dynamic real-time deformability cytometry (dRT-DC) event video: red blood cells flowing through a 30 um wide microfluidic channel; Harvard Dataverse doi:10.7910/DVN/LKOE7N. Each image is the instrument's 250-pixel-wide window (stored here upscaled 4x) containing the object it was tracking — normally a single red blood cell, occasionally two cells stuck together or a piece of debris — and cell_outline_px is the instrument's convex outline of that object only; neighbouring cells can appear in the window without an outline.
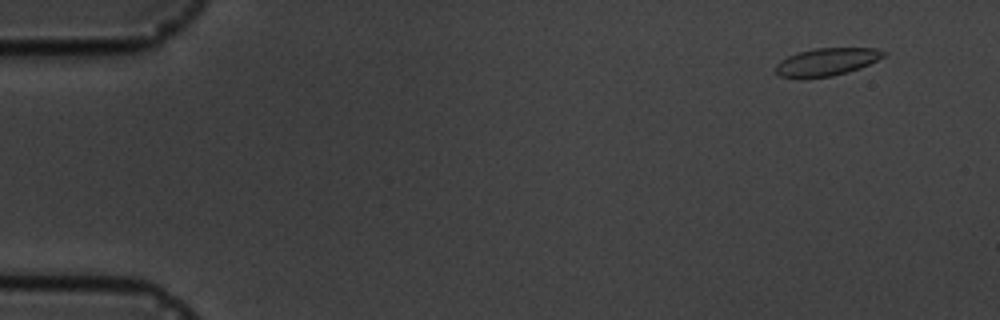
{"species": "common noctule bat (a hibernating species)", "species_latin": "Nyctalus noctula", "temperature_condition": "cold", "stored_images_in_passage": 5, "camera_frame_rate_fps": 3000, "um_per_image_px": 0.085, "animal": {"sex": "male", "body_mass_g": 19.5, "forearm_length_mm": 54.6}, "frame": {"image": 1, "passage_image": 1, "time_ms": 0.0, "image_size_px": [1000, 320], "cell_outline_px": [[888, 52], [884, 56], [860, 68], [848, 72], [832, 76], [800, 80], [780, 76], [776, 72], [776, 64], [780, 60], [788, 56], [800, 52], [816, 48], [876, 48]], "centroid_in_image_um": [70.23, 5.29], "position_along_channel_um": 14.8, "area_um2": 17.63}}
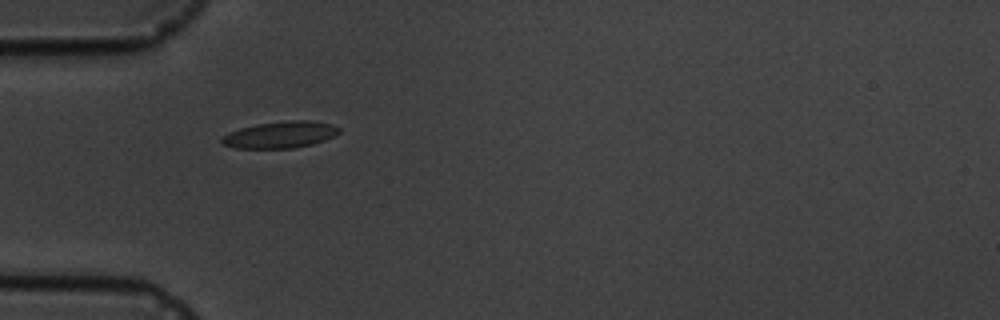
{"frame": {"image": 2, "passage_image": 4, "time_ms": 4.333, "image_size_px": [1000, 320], "cell_outline_px": [[340, 132], [324, 140], [312, 144], [292, 148], [236, 148], [220, 144], [220, 140], [224, 136], [240, 128], [256, 124], [296, 120], [308, 120], [332, 124], [340, 128]], "centroid_in_image_um": [23.82, 11.45], "position_along_channel_um": 61.2, "area_um2": 17.98}}
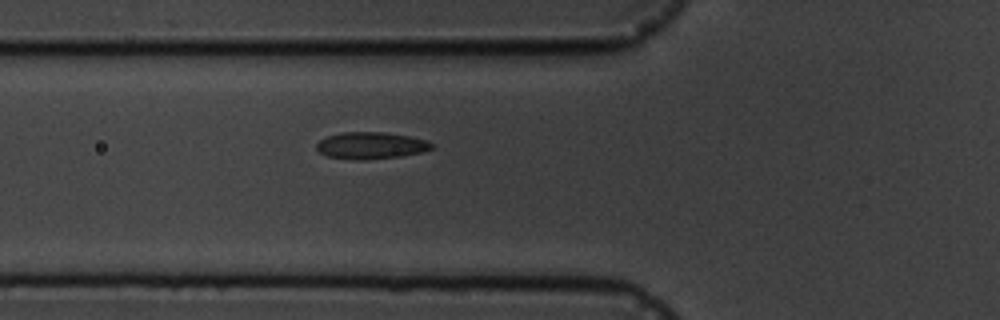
{"frame": {"image": 3, "passage_image": 5, "time_ms": 5.333, "image_size_px": [1000, 320], "cell_outline_px": [[436, 144], [432, 148], [420, 152], [400, 156], [364, 160], [356, 160], [328, 156], [320, 152], [316, 148], [316, 144], [320, 140], [328, 136], [344, 132], [384, 132], [408, 136], [428, 140]], "centroid_in_image_um": [31.55, 12.36], "position_along_channel_um": 94.3, "area_um2": 17.92}}